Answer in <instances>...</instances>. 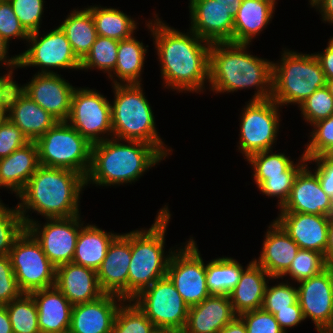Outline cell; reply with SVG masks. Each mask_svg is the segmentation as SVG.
Returning <instances> with one entry per match:
<instances>
[{"mask_svg": "<svg viewBox=\"0 0 333 333\" xmlns=\"http://www.w3.org/2000/svg\"><path fill=\"white\" fill-rule=\"evenodd\" d=\"M146 22L153 35L160 61L164 86L179 92L201 93L209 82V50L211 43L191 29L182 33L163 22L158 14Z\"/></svg>", "mask_w": 333, "mask_h": 333, "instance_id": "1", "label": "cell"}, {"mask_svg": "<svg viewBox=\"0 0 333 333\" xmlns=\"http://www.w3.org/2000/svg\"><path fill=\"white\" fill-rule=\"evenodd\" d=\"M250 44L211 43L209 50V89L217 93H233L255 88L252 99L272 98L273 62L247 52Z\"/></svg>", "mask_w": 333, "mask_h": 333, "instance_id": "2", "label": "cell"}, {"mask_svg": "<svg viewBox=\"0 0 333 333\" xmlns=\"http://www.w3.org/2000/svg\"><path fill=\"white\" fill-rule=\"evenodd\" d=\"M86 188V178L73 170L40 165L17 196V204L25 227L28 211L46 218H68L79 215L80 194Z\"/></svg>", "mask_w": 333, "mask_h": 333, "instance_id": "3", "label": "cell"}, {"mask_svg": "<svg viewBox=\"0 0 333 333\" xmlns=\"http://www.w3.org/2000/svg\"><path fill=\"white\" fill-rule=\"evenodd\" d=\"M165 158L155 146L143 141L106 139L91 146L86 186L132 184Z\"/></svg>", "mask_w": 333, "mask_h": 333, "instance_id": "4", "label": "cell"}, {"mask_svg": "<svg viewBox=\"0 0 333 333\" xmlns=\"http://www.w3.org/2000/svg\"><path fill=\"white\" fill-rule=\"evenodd\" d=\"M149 229L131 231V262L128 269L127 301L158 279L166 276L172 248L165 255V233L171 214L165 205L160 208ZM172 249V250H171Z\"/></svg>", "mask_w": 333, "mask_h": 333, "instance_id": "5", "label": "cell"}, {"mask_svg": "<svg viewBox=\"0 0 333 333\" xmlns=\"http://www.w3.org/2000/svg\"><path fill=\"white\" fill-rule=\"evenodd\" d=\"M142 84H114L111 105L113 138L138 140L155 146L165 157L172 149L165 146L155 127L151 104L143 93ZM168 147V148H167Z\"/></svg>", "mask_w": 333, "mask_h": 333, "instance_id": "6", "label": "cell"}, {"mask_svg": "<svg viewBox=\"0 0 333 333\" xmlns=\"http://www.w3.org/2000/svg\"><path fill=\"white\" fill-rule=\"evenodd\" d=\"M272 65V99L280 106L300 105L314 91L326 86V78L317 57L284 50Z\"/></svg>", "mask_w": 333, "mask_h": 333, "instance_id": "7", "label": "cell"}, {"mask_svg": "<svg viewBox=\"0 0 333 333\" xmlns=\"http://www.w3.org/2000/svg\"><path fill=\"white\" fill-rule=\"evenodd\" d=\"M35 142L40 165L73 170L86 178L92 144L66 121L57 122Z\"/></svg>", "mask_w": 333, "mask_h": 333, "instance_id": "8", "label": "cell"}, {"mask_svg": "<svg viewBox=\"0 0 333 333\" xmlns=\"http://www.w3.org/2000/svg\"><path fill=\"white\" fill-rule=\"evenodd\" d=\"M281 106L272 98L249 100L242 110L240 138L237 146L244 158L252 154L273 150L280 126Z\"/></svg>", "mask_w": 333, "mask_h": 333, "instance_id": "9", "label": "cell"}, {"mask_svg": "<svg viewBox=\"0 0 333 333\" xmlns=\"http://www.w3.org/2000/svg\"><path fill=\"white\" fill-rule=\"evenodd\" d=\"M9 257L18 287L23 293L55 286L56 267L26 228L14 241Z\"/></svg>", "mask_w": 333, "mask_h": 333, "instance_id": "10", "label": "cell"}, {"mask_svg": "<svg viewBox=\"0 0 333 333\" xmlns=\"http://www.w3.org/2000/svg\"><path fill=\"white\" fill-rule=\"evenodd\" d=\"M132 301L156 328L184 330L189 306L167 275L141 291Z\"/></svg>", "mask_w": 333, "mask_h": 333, "instance_id": "11", "label": "cell"}, {"mask_svg": "<svg viewBox=\"0 0 333 333\" xmlns=\"http://www.w3.org/2000/svg\"><path fill=\"white\" fill-rule=\"evenodd\" d=\"M106 98L99 91L88 87H77L72 96L66 122L92 145L112 138L113 135L111 104Z\"/></svg>", "mask_w": 333, "mask_h": 333, "instance_id": "12", "label": "cell"}, {"mask_svg": "<svg viewBox=\"0 0 333 333\" xmlns=\"http://www.w3.org/2000/svg\"><path fill=\"white\" fill-rule=\"evenodd\" d=\"M39 33L36 31L29 34L27 42L30 46L18 55V68L41 67L38 74H57L51 68L80 70L81 61L59 26L41 37Z\"/></svg>", "mask_w": 333, "mask_h": 333, "instance_id": "13", "label": "cell"}, {"mask_svg": "<svg viewBox=\"0 0 333 333\" xmlns=\"http://www.w3.org/2000/svg\"><path fill=\"white\" fill-rule=\"evenodd\" d=\"M181 248L172 253L167 276L182 296L185 303L191 307L201 303L210 292L206 283V264L202 259L196 241L191 237Z\"/></svg>", "mask_w": 333, "mask_h": 333, "instance_id": "14", "label": "cell"}, {"mask_svg": "<svg viewBox=\"0 0 333 333\" xmlns=\"http://www.w3.org/2000/svg\"><path fill=\"white\" fill-rule=\"evenodd\" d=\"M80 216L46 218L44 224L29 218L26 229L39 242L43 252L56 268L73 260L79 232L85 224Z\"/></svg>", "mask_w": 333, "mask_h": 333, "instance_id": "15", "label": "cell"}, {"mask_svg": "<svg viewBox=\"0 0 333 333\" xmlns=\"http://www.w3.org/2000/svg\"><path fill=\"white\" fill-rule=\"evenodd\" d=\"M298 283V302L303 316L310 318L321 333L333 316V266Z\"/></svg>", "mask_w": 333, "mask_h": 333, "instance_id": "16", "label": "cell"}, {"mask_svg": "<svg viewBox=\"0 0 333 333\" xmlns=\"http://www.w3.org/2000/svg\"><path fill=\"white\" fill-rule=\"evenodd\" d=\"M61 76L36 73L31 81L18 87L58 122H65L76 87Z\"/></svg>", "mask_w": 333, "mask_h": 333, "instance_id": "17", "label": "cell"}, {"mask_svg": "<svg viewBox=\"0 0 333 333\" xmlns=\"http://www.w3.org/2000/svg\"><path fill=\"white\" fill-rule=\"evenodd\" d=\"M190 29L209 43L233 42L234 16L216 0H190Z\"/></svg>", "mask_w": 333, "mask_h": 333, "instance_id": "18", "label": "cell"}, {"mask_svg": "<svg viewBox=\"0 0 333 333\" xmlns=\"http://www.w3.org/2000/svg\"><path fill=\"white\" fill-rule=\"evenodd\" d=\"M131 262V231L118 234L110 243L106 257L97 269L101 290L127 300L128 269Z\"/></svg>", "mask_w": 333, "mask_h": 333, "instance_id": "19", "label": "cell"}, {"mask_svg": "<svg viewBox=\"0 0 333 333\" xmlns=\"http://www.w3.org/2000/svg\"><path fill=\"white\" fill-rule=\"evenodd\" d=\"M275 221L297 243L299 249L325 255L329 217L297 212H280Z\"/></svg>", "mask_w": 333, "mask_h": 333, "instance_id": "20", "label": "cell"}, {"mask_svg": "<svg viewBox=\"0 0 333 333\" xmlns=\"http://www.w3.org/2000/svg\"><path fill=\"white\" fill-rule=\"evenodd\" d=\"M125 300L104 294L92 302L73 306L68 333H112L117 310Z\"/></svg>", "mask_w": 333, "mask_h": 333, "instance_id": "21", "label": "cell"}, {"mask_svg": "<svg viewBox=\"0 0 333 333\" xmlns=\"http://www.w3.org/2000/svg\"><path fill=\"white\" fill-rule=\"evenodd\" d=\"M308 163L296 175L291 194L280 212L314 215L330 213L332 198L322 189L318 176L309 170Z\"/></svg>", "mask_w": 333, "mask_h": 333, "instance_id": "22", "label": "cell"}, {"mask_svg": "<svg viewBox=\"0 0 333 333\" xmlns=\"http://www.w3.org/2000/svg\"><path fill=\"white\" fill-rule=\"evenodd\" d=\"M55 286L73 306L92 302L105 294L100 288L96 270L73 262L56 268Z\"/></svg>", "mask_w": 333, "mask_h": 333, "instance_id": "23", "label": "cell"}, {"mask_svg": "<svg viewBox=\"0 0 333 333\" xmlns=\"http://www.w3.org/2000/svg\"><path fill=\"white\" fill-rule=\"evenodd\" d=\"M264 237L259 260H253L272 278H280L289 269L299 246L275 220Z\"/></svg>", "mask_w": 333, "mask_h": 333, "instance_id": "24", "label": "cell"}, {"mask_svg": "<svg viewBox=\"0 0 333 333\" xmlns=\"http://www.w3.org/2000/svg\"><path fill=\"white\" fill-rule=\"evenodd\" d=\"M235 314L227 295L211 294L201 303L189 307L183 333H218Z\"/></svg>", "mask_w": 333, "mask_h": 333, "instance_id": "25", "label": "cell"}, {"mask_svg": "<svg viewBox=\"0 0 333 333\" xmlns=\"http://www.w3.org/2000/svg\"><path fill=\"white\" fill-rule=\"evenodd\" d=\"M7 118L20 128L29 141H36L58 122L19 87L11 96Z\"/></svg>", "mask_w": 333, "mask_h": 333, "instance_id": "26", "label": "cell"}, {"mask_svg": "<svg viewBox=\"0 0 333 333\" xmlns=\"http://www.w3.org/2000/svg\"><path fill=\"white\" fill-rule=\"evenodd\" d=\"M37 306L41 333H68L73 305L56 287L38 289L29 293Z\"/></svg>", "mask_w": 333, "mask_h": 333, "instance_id": "27", "label": "cell"}, {"mask_svg": "<svg viewBox=\"0 0 333 333\" xmlns=\"http://www.w3.org/2000/svg\"><path fill=\"white\" fill-rule=\"evenodd\" d=\"M39 166L37 144L30 141L9 156L0 159V187L9 189L18 196Z\"/></svg>", "mask_w": 333, "mask_h": 333, "instance_id": "28", "label": "cell"}, {"mask_svg": "<svg viewBox=\"0 0 333 333\" xmlns=\"http://www.w3.org/2000/svg\"><path fill=\"white\" fill-rule=\"evenodd\" d=\"M272 279L279 278H272L252 259L243 270L237 285L228 295L235 314L239 316L242 313L260 309L266 286Z\"/></svg>", "mask_w": 333, "mask_h": 333, "instance_id": "29", "label": "cell"}, {"mask_svg": "<svg viewBox=\"0 0 333 333\" xmlns=\"http://www.w3.org/2000/svg\"><path fill=\"white\" fill-rule=\"evenodd\" d=\"M276 0H242L234 16L233 43L250 44L272 20Z\"/></svg>", "mask_w": 333, "mask_h": 333, "instance_id": "30", "label": "cell"}, {"mask_svg": "<svg viewBox=\"0 0 333 333\" xmlns=\"http://www.w3.org/2000/svg\"><path fill=\"white\" fill-rule=\"evenodd\" d=\"M119 233L104 231L93 224L80 229L72 262L97 271L106 257L108 247Z\"/></svg>", "mask_w": 333, "mask_h": 333, "instance_id": "31", "label": "cell"}, {"mask_svg": "<svg viewBox=\"0 0 333 333\" xmlns=\"http://www.w3.org/2000/svg\"><path fill=\"white\" fill-rule=\"evenodd\" d=\"M146 53L147 49L143 42L138 41L134 35L119 41L117 63L115 69L108 75L113 83L112 85L141 84ZM113 77H117L120 82Z\"/></svg>", "mask_w": 333, "mask_h": 333, "instance_id": "32", "label": "cell"}, {"mask_svg": "<svg viewBox=\"0 0 333 333\" xmlns=\"http://www.w3.org/2000/svg\"><path fill=\"white\" fill-rule=\"evenodd\" d=\"M63 21L59 27L65 33L74 54L82 61L98 36L91 11L88 8L73 9Z\"/></svg>", "mask_w": 333, "mask_h": 333, "instance_id": "33", "label": "cell"}, {"mask_svg": "<svg viewBox=\"0 0 333 333\" xmlns=\"http://www.w3.org/2000/svg\"><path fill=\"white\" fill-rule=\"evenodd\" d=\"M87 8L91 11L98 36L121 41L132 37L137 29L138 23L119 9L100 5Z\"/></svg>", "mask_w": 333, "mask_h": 333, "instance_id": "34", "label": "cell"}, {"mask_svg": "<svg viewBox=\"0 0 333 333\" xmlns=\"http://www.w3.org/2000/svg\"><path fill=\"white\" fill-rule=\"evenodd\" d=\"M244 267L231 257H220L206 264V283L210 294L229 295Z\"/></svg>", "mask_w": 333, "mask_h": 333, "instance_id": "35", "label": "cell"}, {"mask_svg": "<svg viewBox=\"0 0 333 333\" xmlns=\"http://www.w3.org/2000/svg\"><path fill=\"white\" fill-rule=\"evenodd\" d=\"M6 309L13 333H41L38 326V310L33 297L23 293L7 303Z\"/></svg>", "mask_w": 333, "mask_h": 333, "instance_id": "36", "label": "cell"}, {"mask_svg": "<svg viewBox=\"0 0 333 333\" xmlns=\"http://www.w3.org/2000/svg\"><path fill=\"white\" fill-rule=\"evenodd\" d=\"M266 150L252 154L247 162L253 168V180L258 187L268 177L283 176V173L294 163L285 153H273Z\"/></svg>", "mask_w": 333, "mask_h": 333, "instance_id": "37", "label": "cell"}, {"mask_svg": "<svg viewBox=\"0 0 333 333\" xmlns=\"http://www.w3.org/2000/svg\"><path fill=\"white\" fill-rule=\"evenodd\" d=\"M118 44V40L97 36L90 52L81 61L80 70L97 69L109 75L117 63Z\"/></svg>", "mask_w": 333, "mask_h": 333, "instance_id": "38", "label": "cell"}, {"mask_svg": "<svg viewBox=\"0 0 333 333\" xmlns=\"http://www.w3.org/2000/svg\"><path fill=\"white\" fill-rule=\"evenodd\" d=\"M155 328L132 300H125L117 310L112 333H152Z\"/></svg>", "mask_w": 333, "mask_h": 333, "instance_id": "39", "label": "cell"}, {"mask_svg": "<svg viewBox=\"0 0 333 333\" xmlns=\"http://www.w3.org/2000/svg\"><path fill=\"white\" fill-rule=\"evenodd\" d=\"M306 164L307 158L302 154L298 164L293 163L283 173V176L268 177L257 188L268 197H277V206L278 209H281L288 201L296 175Z\"/></svg>", "mask_w": 333, "mask_h": 333, "instance_id": "40", "label": "cell"}, {"mask_svg": "<svg viewBox=\"0 0 333 333\" xmlns=\"http://www.w3.org/2000/svg\"><path fill=\"white\" fill-rule=\"evenodd\" d=\"M329 264L324 255L314 250L299 249L289 269L280 277L287 275L295 282L303 281L325 270Z\"/></svg>", "mask_w": 333, "mask_h": 333, "instance_id": "41", "label": "cell"}, {"mask_svg": "<svg viewBox=\"0 0 333 333\" xmlns=\"http://www.w3.org/2000/svg\"><path fill=\"white\" fill-rule=\"evenodd\" d=\"M25 228L17 206L10 209L0 205V256L9 255L14 241Z\"/></svg>", "mask_w": 333, "mask_h": 333, "instance_id": "42", "label": "cell"}, {"mask_svg": "<svg viewBox=\"0 0 333 333\" xmlns=\"http://www.w3.org/2000/svg\"><path fill=\"white\" fill-rule=\"evenodd\" d=\"M298 107L305 122L312 125L333 114V96L325 86L314 91Z\"/></svg>", "mask_w": 333, "mask_h": 333, "instance_id": "43", "label": "cell"}, {"mask_svg": "<svg viewBox=\"0 0 333 333\" xmlns=\"http://www.w3.org/2000/svg\"><path fill=\"white\" fill-rule=\"evenodd\" d=\"M288 282L285 280V283L283 281L271 287L267 284L261 307L263 310L274 315L278 310L291 309V305L298 302L297 287Z\"/></svg>", "mask_w": 333, "mask_h": 333, "instance_id": "44", "label": "cell"}, {"mask_svg": "<svg viewBox=\"0 0 333 333\" xmlns=\"http://www.w3.org/2000/svg\"><path fill=\"white\" fill-rule=\"evenodd\" d=\"M310 141L305 146L303 155L307 159L321 156L329 148L333 147V114L325 119L312 124Z\"/></svg>", "mask_w": 333, "mask_h": 333, "instance_id": "45", "label": "cell"}, {"mask_svg": "<svg viewBox=\"0 0 333 333\" xmlns=\"http://www.w3.org/2000/svg\"><path fill=\"white\" fill-rule=\"evenodd\" d=\"M18 20L30 34L40 30L44 0H8Z\"/></svg>", "mask_w": 333, "mask_h": 333, "instance_id": "46", "label": "cell"}, {"mask_svg": "<svg viewBox=\"0 0 333 333\" xmlns=\"http://www.w3.org/2000/svg\"><path fill=\"white\" fill-rule=\"evenodd\" d=\"M0 36L8 44L15 38L27 42L29 37V33L21 25L8 0H0Z\"/></svg>", "mask_w": 333, "mask_h": 333, "instance_id": "47", "label": "cell"}, {"mask_svg": "<svg viewBox=\"0 0 333 333\" xmlns=\"http://www.w3.org/2000/svg\"><path fill=\"white\" fill-rule=\"evenodd\" d=\"M243 320L247 333H285L274 315L262 308L239 315Z\"/></svg>", "mask_w": 333, "mask_h": 333, "instance_id": "48", "label": "cell"}, {"mask_svg": "<svg viewBox=\"0 0 333 333\" xmlns=\"http://www.w3.org/2000/svg\"><path fill=\"white\" fill-rule=\"evenodd\" d=\"M23 292L19 289L9 255L0 256V305L18 299Z\"/></svg>", "mask_w": 333, "mask_h": 333, "instance_id": "49", "label": "cell"}, {"mask_svg": "<svg viewBox=\"0 0 333 333\" xmlns=\"http://www.w3.org/2000/svg\"><path fill=\"white\" fill-rule=\"evenodd\" d=\"M29 142L20 128L6 117L0 125V159L9 156Z\"/></svg>", "mask_w": 333, "mask_h": 333, "instance_id": "50", "label": "cell"}, {"mask_svg": "<svg viewBox=\"0 0 333 333\" xmlns=\"http://www.w3.org/2000/svg\"><path fill=\"white\" fill-rule=\"evenodd\" d=\"M310 164L315 162L316 166L314 173L318 176L322 189L325 193L333 198V164H330L322 155L307 159Z\"/></svg>", "mask_w": 333, "mask_h": 333, "instance_id": "51", "label": "cell"}, {"mask_svg": "<svg viewBox=\"0 0 333 333\" xmlns=\"http://www.w3.org/2000/svg\"><path fill=\"white\" fill-rule=\"evenodd\" d=\"M274 317L285 333H287V328H294L305 320L299 302L291 305V309L278 310Z\"/></svg>", "mask_w": 333, "mask_h": 333, "instance_id": "52", "label": "cell"}, {"mask_svg": "<svg viewBox=\"0 0 333 333\" xmlns=\"http://www.w3.org/2000/svg\"><path fill=\"white\" fill-rule=\"evenodd\" d=\"M13 70H8L3 76H0V109L8 112L9 102L13 92L18 88V83L13 79Z\"/></svg>", "mask_w": 333, "mask_h": 333, "instance_id": "53", "label": "cell"}, {"mask_svg": "<svg viewBox=\"0 0 333 333\" xmlns=\"http://www.w3.org/2000/svg\"><path fill=\"white\" fill-rule=\"evenodd\" d=\"M327 45L321 53L315 52L314 55L320 62L325 78L333 79V37L329 39Z\"/></svg>", "mask_w": 333, "mask_h": 333, "instance_id": "54", "label": "cell"}, {"mask_svg": "<svg viewBox=\"0 0 333 333\" xmlns=\"http://www.w3.org/2000/svg\"><path fill=\"white\" fill-rule=\"evenodd\" d=\"M9 44L0 36V66H7L6 70L18 68V55L8 56ZM9 68V69H8Z\"/></svg>", "mask_w": 333, "mask_h": 333, "instance_id": "55", "label": "cell"}, {"mask_svg": "<svg viewBox=\"0 0 333 333\" xmlns=\"http://www.w3.org/2000/svg\"><path fill=\"white\" fill-rule=\"evenodd\" d=\"M313 7L321 13L324 23L333 24V0H320Z\"/></svg>", "mask_w": 333, "mask_h": 333, "instance_id": "56", "label": "cell"}, {"mask_svg": "<svg viewBox=\"0 0 333 333\" xmlns=\"http://www.w3.org/2000/svg\"><path fill=\"white\" fill-rule=\"evenodd\" d=\"M218 333H247V329L243 320L239 316H236Z\"/></svg>", "mask_w": 333, "mask_h": 333, "instance_id": "57", "label": "cell"}, {"mask_svg": "<svg viewBox=\"0 0 333 333\" xmlns=\"http://www.w3.org/2000/svg\"><path fill=\"white\" fill-rule=\"evenodd\" d=\"M327 263L333 266V218H329L328 224V242L324 255Z\"/></svg>", "mask_w": 333, "mask_h": 333, "instance_id": "58", "label": "cell"}, {"mask_svg": "<svg viewBox=\"0 0 333 333\" xmlns=\"http://www.w3.org/2000/svg\"><path fill=\"white\" fill-rule=\"evenodd\" d=\"M0 333H13L12 325L5 305H0Z\"/></svg>", "mask_w": 333, "mask_h": 333, "instance_id": "59", "label": "cell"}, {"mask_svg": "<svg viewBox=\"0 0 333 333\" xmlns=\"http://www.w3.org/2000/svg\"><path fill=\"white\" fill-rule=\"evenodd\" d=\"M222 7L231 10L233 16L236 15L239 7L241 6L242 0H216Z\"/></svg>", "mask_w": 333, "mask_h": 333, "instance_id": "60", "label": "cell"}, {"mask_svg": "<svg viewBox=\"0 0 333 333\" xmlns=\"http://www.w3.org/2000/svg\"><path fill=\"white\" fill-rule=\"evenodd\" d=\"M152 333H183V332L173 328H155Z\"/></svg>", "mask_w": 333, "mask_h": 333, "instance_id": "61", "label": "cell"}, {"mask_svg": "<svg viewBox=\"0 0 333 333\" xmlns=\"http://www.w3.org/2000/svg\"><path fill=\"white\" fill-rule=\"evenodd\" d=\"M322 156L330 163L333 164V147L325 151Z\"/></svg>", "mask_w": 333, "mask_h": 333, "instance_id": "62", "label": "cell"}, {"mask_svg": "<svg viewBox=\"0 0 333 333\" xmlns=\"http://www.w3.org/2000/svg\"><path fill=\"white\" fill-rule=\"evenodd\" d=\"M321 333H333V316L330 323L322 330Z\"/></svg>", "mask_w": 333, "mask_h": 333, "instance_id": "63", "label": "cell"}, {"mask_svg": "<svg viewBox=\"0 0 333 333\" xmlns=\"http://www.w3.org/2000/svg\"><path fill=\"white\" fill-rule=\"evenodd\" d=\"M326 87L328 88L330 94L333 96V79H326Z\"/></svg>", "mask_w": 333, "mask_h": 333, "instance_id": "64", "label": "cell"}, {"mask_svg": "<svg viewBox=\"0 0 333 333\" xmlns=\"http://www.w3.org/2000/svg\"><path fill=\"white\" fill-rule=\"evenodd\" d=\"M6 117H7V113L0 109V125L5 120Z\"/></svg>", "mask_w": 333, "mask_h": 333, "instance_id": "65", "label": "cell"}, {"mask_svg": "<svg viewBox=\"0 0 333 333\" xmlns=\"http://www.w3.org/2000/svg\"><path fill=\"white\" fill-rule=\"evenodd\" d=\"M329 218H333V198H332V202H331V210L330 213L328 214Z\"/></svg>", "mask_w": 333, "mask_h": 333, "instance_id": "66", "label": "cell"}, {"mask_svg": "<svg viewBox=\"0 0 333 333\" xmlns=\"http://www.w3.org/2000/svg\"><path fill=\"white\" fill-rule=\"evenodd\" d=\"M320 0H309V3L311 5V7L313 8V6Z\"/></svg>", "mask_w": 333, "mask_h": 333, "instance_id": "67", "label": "cell"}]
</instances>
